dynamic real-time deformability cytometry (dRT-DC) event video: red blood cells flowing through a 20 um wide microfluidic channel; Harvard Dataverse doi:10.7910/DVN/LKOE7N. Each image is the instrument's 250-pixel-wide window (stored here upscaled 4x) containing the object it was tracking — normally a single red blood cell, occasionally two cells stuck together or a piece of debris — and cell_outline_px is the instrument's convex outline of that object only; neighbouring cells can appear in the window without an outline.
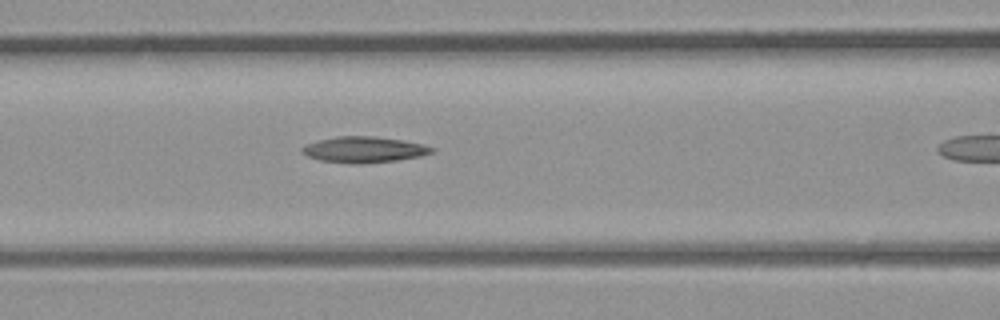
{"species": "common noctule bat (a hibernating species)", "species_latin": "Nyctalus noctula", "temperature_condition": "room temperature", "stored_images_in_passage": 7, "camera_frame_rate_fps": 3000, "um_per_image_px": 0.085, "animal": {"sex": "male", "body_mass_g": 23.1, "forearm_length_mm": 52.7}, "frame": {"image": 1, "passage_image": 6, "time_ms": 1.667, "image_size_px": [1000, 320], "cell_outline_px": [[436, 148], [432, 152], [420, 156], [396, 160], [360, 164], [352, 164], [320, 160], [308, 156], [300, 152], [300, 148], [308, 144], [320, 140], [336, 136], [376, 136], [404, 140], [424, 144]], "centroid_in_image_um": [30.95, 12.71], "position_along_channel_um": 135.6, "area_um2": 19.65}}